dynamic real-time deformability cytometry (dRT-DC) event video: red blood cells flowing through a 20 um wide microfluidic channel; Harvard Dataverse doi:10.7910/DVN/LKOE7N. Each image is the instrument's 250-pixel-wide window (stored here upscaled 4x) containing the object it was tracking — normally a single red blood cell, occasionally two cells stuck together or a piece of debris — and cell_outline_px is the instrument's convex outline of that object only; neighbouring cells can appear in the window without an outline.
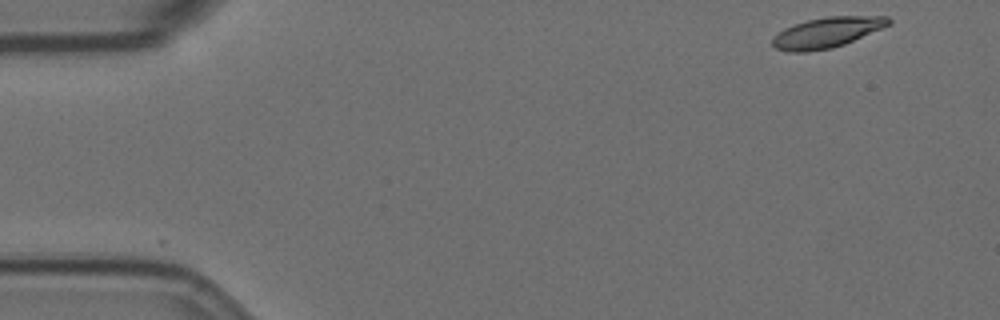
{"species": "Egyptian fruit bat (a non-hibernating species)", "species_latin": "Rousettus aegyptiacus", "temperature_condition": "room temperature", "stored_images_in_passage": 9, "camera_frame_rate_fps": 3000, "um_per_image_px": 0.085, "animal": {"sex": "female"}, "frame": {"image": 1, "passage_image": 1, "time_ms": 0.0, "image_size_px": [1000, 320], "cell_outline_px": [[892, 24], [844, 44], [832, 48], [804, 52], [788, 52], [776, 48], [772, 44], [772, 36], [784, 28], [808, 20], [828, 16], [888, 16], [892, 20]], "centroid_in_image_um": [70.29, 2.76], "position_along_channel_um": 14.7, "area_um2": 20.58}}